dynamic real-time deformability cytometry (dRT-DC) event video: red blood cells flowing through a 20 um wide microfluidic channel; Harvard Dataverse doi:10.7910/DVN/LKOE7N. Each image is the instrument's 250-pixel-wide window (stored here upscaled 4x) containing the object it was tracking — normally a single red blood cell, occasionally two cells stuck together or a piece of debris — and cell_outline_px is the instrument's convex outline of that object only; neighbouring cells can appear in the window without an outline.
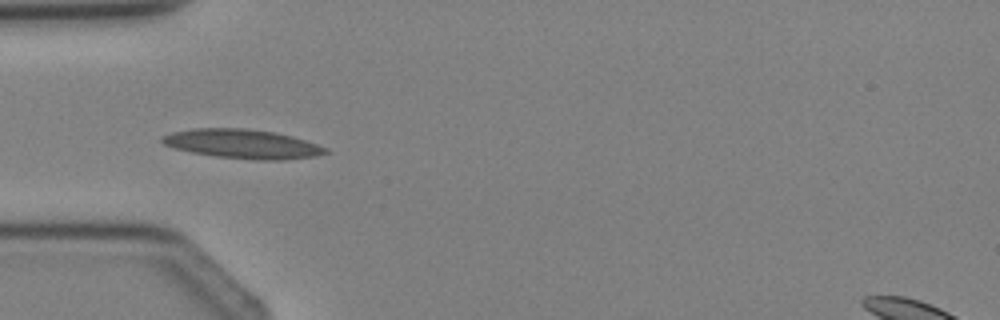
{"species": "Egyptian fruit bat (a non-hibernating species)", "species_latin": "Rousettus aegyptiacus", "temperature_condition": "cold", "stored_images_in_passage": 4, "camera_frame_rate_fps": 3000, "um_per_image_px": 0.085, "animal": {"sex": "female"}, "frame": {"image": 1, "passage_image": 4, "time_ms": 3.667, "image_size_px": [1000, 320], "cell_outline_px": [[328, 152], [316, 156], [284, 160], [252, 160], [216, 156], [192, 152], [176, 148], [164, 144], [160, 140], [160, 136], [172, 132], [192, 128], [244, 128], [272, 132], [292, 136], [328, 148]], "centroid_in_image_um": [20.6, 12.23], "position_along_channel_um": 64.4, "area_um2": 27.69}}